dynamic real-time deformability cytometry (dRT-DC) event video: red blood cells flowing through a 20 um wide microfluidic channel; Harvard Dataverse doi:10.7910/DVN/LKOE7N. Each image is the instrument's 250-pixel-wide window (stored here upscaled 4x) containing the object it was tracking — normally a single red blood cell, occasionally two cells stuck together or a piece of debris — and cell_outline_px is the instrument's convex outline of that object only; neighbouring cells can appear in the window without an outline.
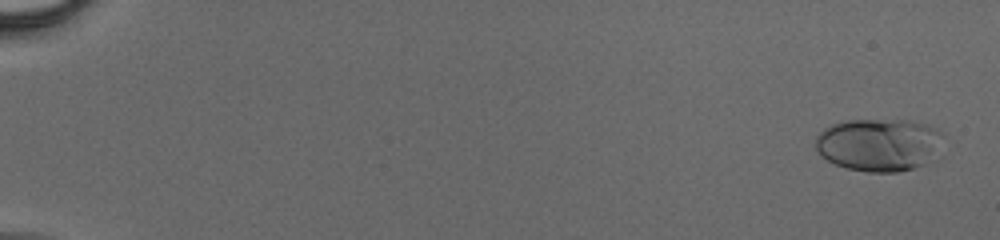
{"species": "human", "species_latin": "Homo sapiens", "temperature_condition": "cold", "stored_images_in_passage": 56, "camera_frame_rate_fps": 3000, "um_per_image_px": 0.085, "donor": {"sex": "male"}, "frame": {"image": 1, "passage_image": 1, "time_ms": 0.0, "image_size_px": [1000, 240], "cell_outline_px": [[944, 136], [924, 164], [900, 172], [868, 172], [848, 168], [836, 164], [828, 160], [816, 148], [816, 136], [824, 128], [832, 124], [848, 120], [908, 120], [928, 124], [944, 132]], "centroid_in_image_um": [74.69, 12.27], "position_along_channel_um": 10.3, "area_um2": 38.78}}
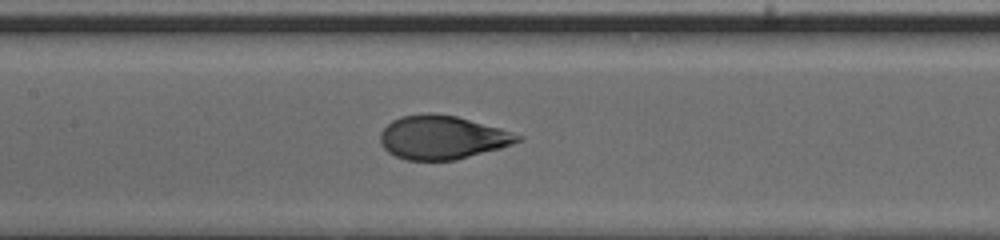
{"frame": {"image": 2, "passage_image": 29, "time_ms": 9.333, "image_size_px": [1000, 240], "cell_outline_px": [[524, 136], [520, 140], [512, 144], [500, 148], [456, 160], [408, 160], [396, 156], [388, 152], [380, 144], [380, 132], [392, 120], [400, 116], [428, 112], [432, 112], [456, 116], [500, 128]], "centroid_in_image_um": [37.57, 11.67], "position_along_channel_um": 169.8, "area_um2": 34.97}}
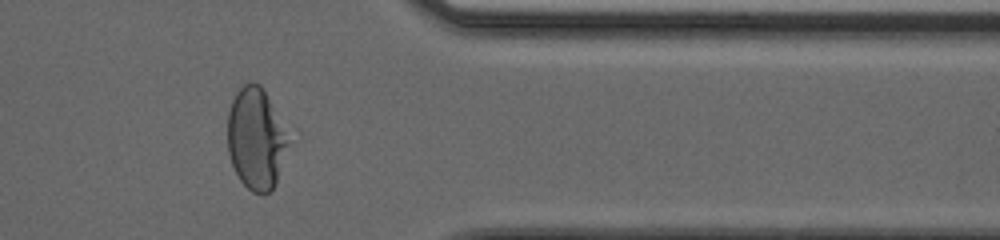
{"frame": {"image": 3, "passage_image": 47, "time_ms": 15.333, "image_size_px": [1000, 240], "cell_outline_px": [[292, 144], [276, 180], [272, 188], [268, 192], [252, 192], [240, 180], [232, 164], [228, 152], [228, 112], [232, 100], [236, 92], [244, 84], [260, 84]], "centroid_in_image_um": [21.76, 11.82], "position_along_channel_um": 389.6, "area_um2": 35.37}}